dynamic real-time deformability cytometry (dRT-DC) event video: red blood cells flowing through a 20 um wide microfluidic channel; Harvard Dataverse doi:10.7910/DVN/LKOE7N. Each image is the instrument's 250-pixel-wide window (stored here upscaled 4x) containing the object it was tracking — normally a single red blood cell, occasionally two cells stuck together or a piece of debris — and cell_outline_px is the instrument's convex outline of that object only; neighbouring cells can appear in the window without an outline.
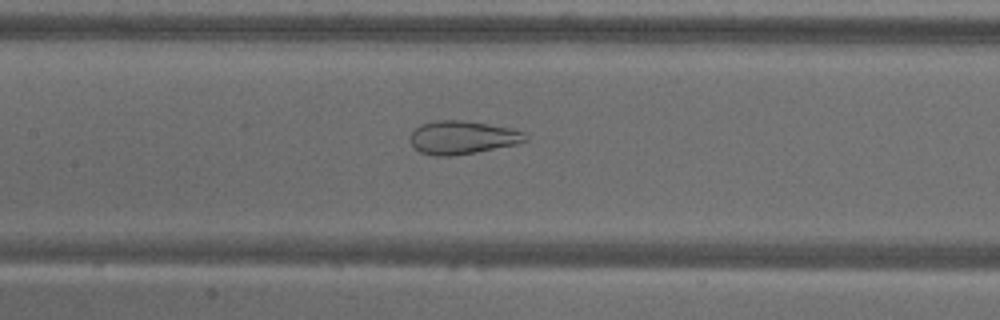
{"species": "common noctule bat (a hibernating species)", "species_latin": "Nyctalus noctula", "temperature_condition": "warm", "stored_images_in_passage": 48, "camera_frame_rate_fps": 3000, "um_per_image_px": 0.085, "animal": {"sex": "male", "body_mass_g": 18.8}, "frame": {"image": 1, "passage_image": 25, "time_ms": 8.0, "image_size_px": [1000, 320], "cell_outline_px": [[528, 140], [516, 144], [476, 152], [452, 156], [436, 156], [420, 152], [412, 144], [412, 132], [420, 124], [436, 120], [464, 120], [512, 128], [524, 132], [528, 136]], "centroid_in_image_um": [39.34, 11.68], "position_along_channel_um": 168.1, "area_um2": 22.25}}
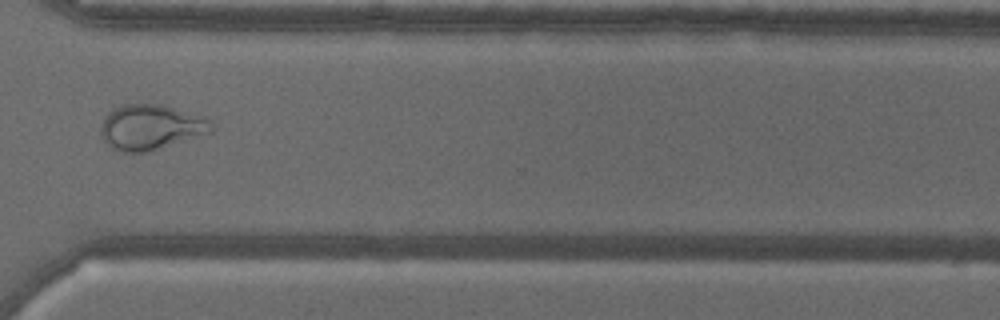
{"frame": {"image": 2, "passage_image": 40, "time_ms": 13.0, "image_size_px": [1000, 320], "cell_outline_px": [[212, 132], [148, 152], [120, 152], [112, 148], [104, 140], [100, 132], [100, 124], [104, 116], [112, 108], [124, 104], [160, 104], [204, 116], [212, 124]], "centroid_in_image_um": [12.78, 10.8], "position_along_channel_um": 357.8, "area_um2": 29.25}}
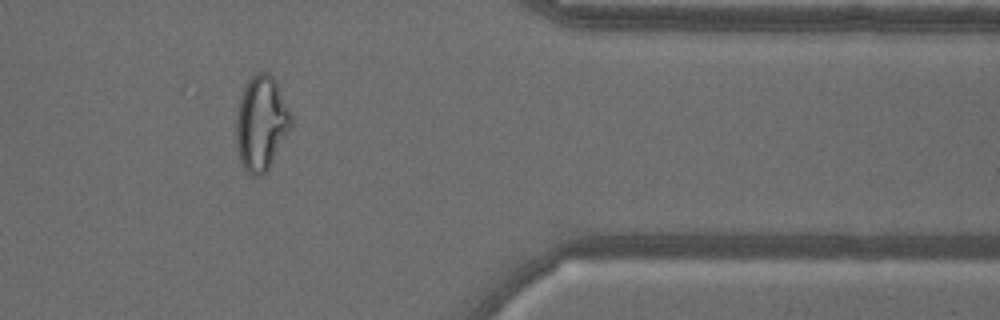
{"frame": {"image": 3, "passage_image": 44, "time_ms": 14.333, "image_size_px": [1000, 320], "cell_outline_px": [[292, 128], [268, 168], [260, 176], [252, 176], [244, 168], [240, 160], [236, 140], [236, 116], [240, 100], [244, 88], [248, 80], [256, 72], [268, 72], [276, 80], [292, 116]], "centroid_in_image_um": [22.22, 10.46], "position_along_channel_um": 389.2, "area_um2": 30.17}}